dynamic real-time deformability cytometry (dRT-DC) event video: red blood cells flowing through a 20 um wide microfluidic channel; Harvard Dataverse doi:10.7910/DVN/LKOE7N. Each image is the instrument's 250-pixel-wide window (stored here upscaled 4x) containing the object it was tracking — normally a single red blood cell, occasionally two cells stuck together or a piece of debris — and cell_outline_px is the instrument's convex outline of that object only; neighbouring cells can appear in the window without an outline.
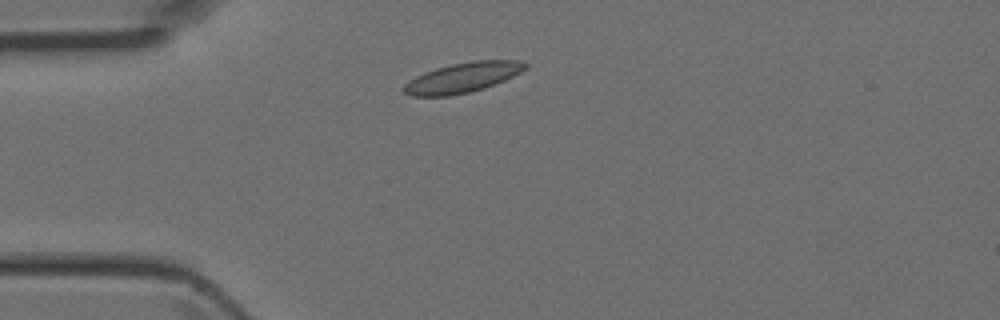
{"species": "Egyptian fruit bat (a non-hibernating species)", "species_latin": "Rousettus aegyptiacus", "temperature_condition": "room temperature", "stored_images_in_passage": 4, "camera_frame_rate_fps": 3000, "um_per_image_px": 0.085, "animal": {"sex": "female"}, "frame": {"image": 1, "passage_image": 2, "time_ms": 0.333, "image_size_px": [1000, 320], "cell_outline_px": [[528, 68], [504, 80], [484, 88], [468, 92], [448, 96], [412, 96], [404, 92], [404, 84], [416, 76], [424, 72], [436, 68], [452, 64], [472, 60], [520, 60], [528, 64]], "centroid_in_image_um": [39.34, 6.58], "position_along_channel_um": 45.7, "area_um2": 21.1}}
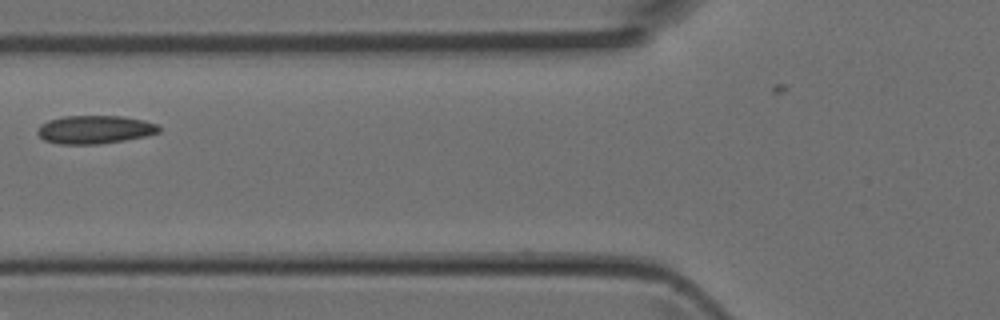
{"frame": {"image": 2, "passage_image": 4, "time_ms": 1.0, "image_size_px": [1000, 320], "cell_outline_px": [[160, 132], [144, 136], [124, 140], [96, 144], [60, 144], [44, 140], [36, 132], [40, 124], [48, 120], [64, 116], [124, 116], [144, 120], [156, 124], [160, 128]], "centroid_in_image_um": [8.03, 11.0], "position_along_channel_um": 117.8, "area_um2": 19.94}}